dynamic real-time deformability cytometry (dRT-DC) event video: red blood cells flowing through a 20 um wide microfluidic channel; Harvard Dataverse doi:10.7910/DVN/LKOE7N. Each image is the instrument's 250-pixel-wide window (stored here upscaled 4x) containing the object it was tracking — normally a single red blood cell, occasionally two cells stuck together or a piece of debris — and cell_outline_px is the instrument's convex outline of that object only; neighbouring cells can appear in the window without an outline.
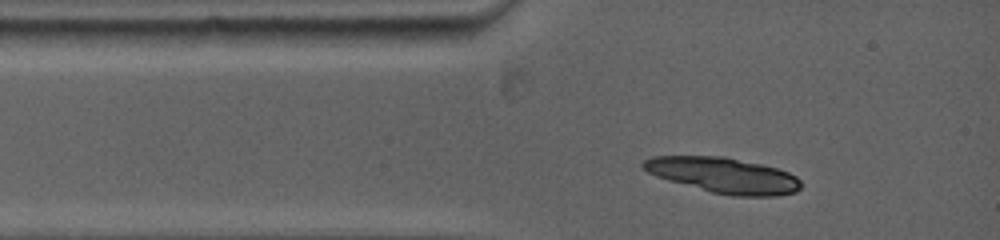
{"species": "common noctule bat (a hibernating species)", "species_latin": "Nyctalus noctula", "temperature_condition": "warm", "stored_images_in_passage": 2, "camera_frame_rate_fps": 5000, "um_per_image_px": 0.085, "animal": {"sex": "female", "body_mass_g": 19.0, "forearm_length_mm": 53.3}, "frame": {"image": 1, "passage_image": 1, "time_ms": 0.0, "image_size_px": [1000, 240], "cell_outline_px": [[800, 188], [796, 192], [776, 196], [732, 196], [712, 192], [668, 180], [656, 176], [640, 168], [640, 164], [644, 160], [652, 156], [724, 156], [760, 164], [776, 168], [788, 172], [796, 176], [800, 180]], "centroid_in_image_um": [61.47, 14.89], "position_along_channel_um": 23.5, "area_um2": 32.6}}